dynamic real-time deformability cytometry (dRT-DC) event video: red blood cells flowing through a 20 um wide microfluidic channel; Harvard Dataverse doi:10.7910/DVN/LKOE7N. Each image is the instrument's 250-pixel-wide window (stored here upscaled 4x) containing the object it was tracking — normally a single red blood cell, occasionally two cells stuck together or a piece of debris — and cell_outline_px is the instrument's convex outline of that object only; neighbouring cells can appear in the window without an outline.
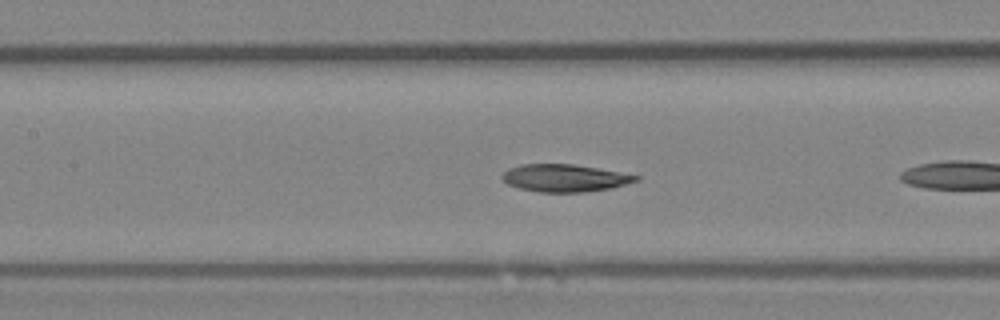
{"species": "Egyptian fruit bat (a non-hibernating species)", "species_latin": "Rousettus aegyptiacus", "temperature_condition": "room temperature", "stored_images_in_passage": 9, "camera_frame_rate_fps": 3000, "um_per_image_px": 0.085, "animal": {"sex": "female"}, "frame": {"image": 1, "passage_image": 7, "time_ms": 2.0, "image_size_px": [1000, 320], "cell_outline_px": [[640, 180], [612, 188], [584, 192], [540, 192], [520, 188], [508, 184], [500, 176], [508, 168], [520, 164], [572, 164], [596, 168], [640, 176]], "centroid_in_image_um": [47.99, 15.13], "position_along_channel_um": 159.4, "area_um2": 21.27}}